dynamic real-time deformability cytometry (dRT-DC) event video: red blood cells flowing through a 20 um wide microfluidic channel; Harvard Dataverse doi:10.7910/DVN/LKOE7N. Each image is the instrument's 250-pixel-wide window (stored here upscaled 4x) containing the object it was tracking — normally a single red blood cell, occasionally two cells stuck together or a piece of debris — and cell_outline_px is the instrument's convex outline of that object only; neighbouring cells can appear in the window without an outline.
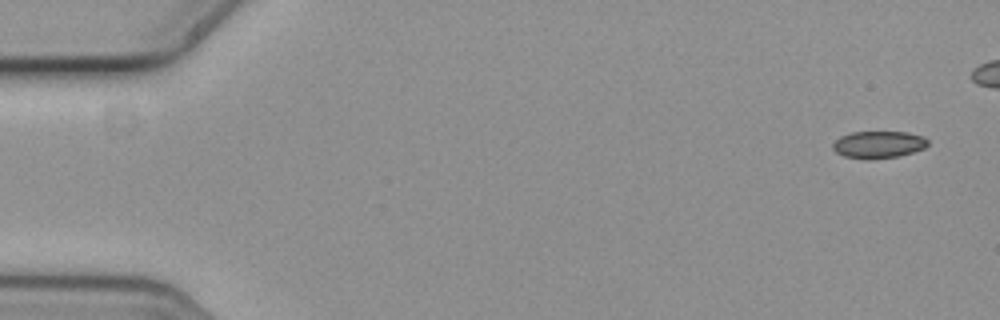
{"species": "common noctule bat (a hibernating species)", "species_latin": "Nyctalus noctula", "temperature_condition": "cold", "stored_images_in_passage": 10, "camera_frame_rate_fps": 3000, "um_per_image_px": 0.085, "animal": {"sex": "female", "body_mass_g": 19.3, "forearm_length_mm": 54.1}, "frame": {"image": 1, "passage_image": 1, "time_ms": 0.0, "image_size_px": [1000, 320], "cell_outline_px": [[928, 144], [924, 148], [900, 156], [868, 160], [844, 156], [836, 152], [832, 148], [832, 144], [840, 136], [852, 132], [908, 132], [924, 136], [928, 140]], "centroid_in_image_um": [74.67, 12.29], "position_along_channel_um": 10.3, "area_um2": 15.14}}